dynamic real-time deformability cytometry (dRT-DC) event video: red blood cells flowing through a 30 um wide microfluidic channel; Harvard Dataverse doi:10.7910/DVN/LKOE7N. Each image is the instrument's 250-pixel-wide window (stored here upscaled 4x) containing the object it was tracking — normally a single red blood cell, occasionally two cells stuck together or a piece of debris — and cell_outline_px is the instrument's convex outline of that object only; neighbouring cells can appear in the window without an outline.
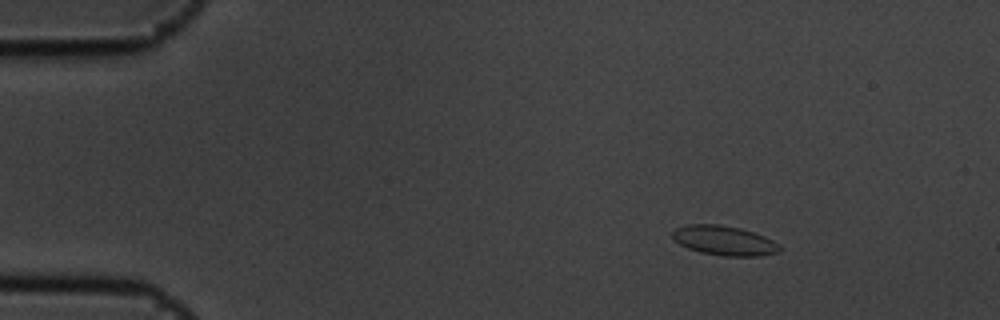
{"species": "common noctule bat (a hibernating species)", "species_latin": "Nyctalus noctula", "temperature_condition": "cold", "stored_images_in_passage": 10, "camera_frame_rate_fps": 3000, "um_per_image_px": 0.085, "animal": {"sex": "male", "body_mass_g": 19.5, "forearm_length_mm": 54.6}, "frame": {"image": 1, "passage_image": 1, "time_ms": 0.0, "image_size_px": [1000, 320], "cell_outline_px": [[780, 252], [760, 256], [724, 256], [700, 252], [688, 248], [672, 240], [672, 232], [676, 228], [684, 224], [720, 224], [740, 228], [764, 236], [780, 244]], "centroid_in_image_um": [61.54, 20.44], "position_along_channel_um": 23.5, "area_um2": 18.61}}
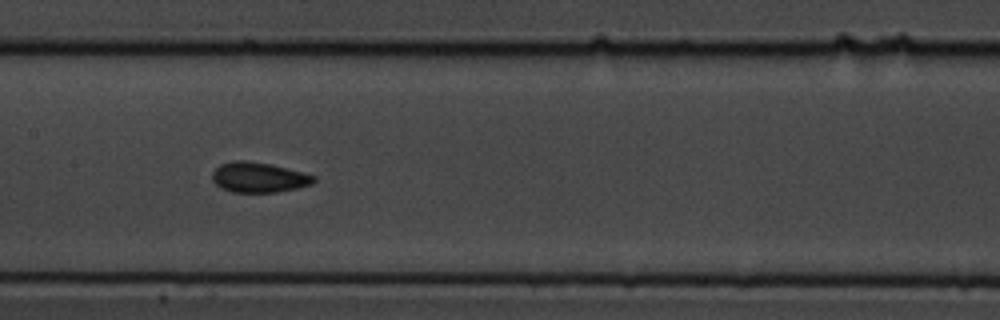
{"frame": {"image": 2, "passage_image": 7, "time_ms": 2.0, "image_size_px": [1000, 320], "cell_outline_px": [[316, 180], [312, 184], [296, 188], [276, 192], [232, 192], [220, 188], [212, 180], [212, 172], [220, 164], [232, 160], [248, 160], [272, 164], [316, 176]], "centroid_in_image_um": [21.96, 15.06], "position_along_channel_um": 185.4, "area_um2": 17.98}}
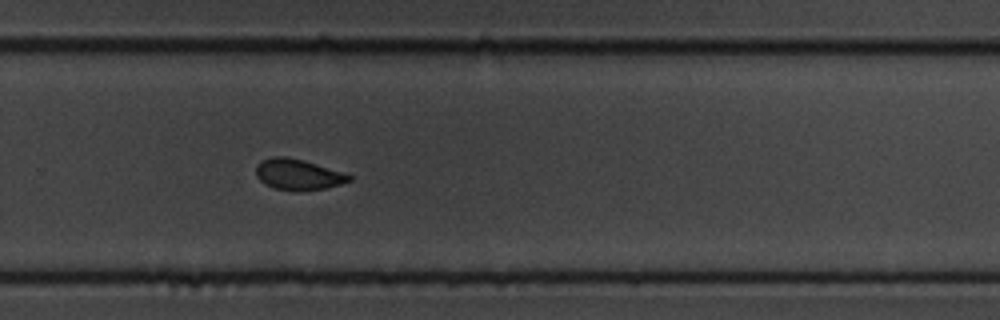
{"frame": {"image": 3, "passage_image": 10, "time_ms": 3.0, "image_size_px": [1000, 320], "cell_outline_px": [[352, 180], [340, 184], [324, 188], [272, 188], [264, 184], [256, 176], [256, 164], [260, 160], [272, 156], [284, 156], [304, 160], [348, 172], [352, 176]], "centroid_in_image_um": [25.35, 14.77], "position_along_channel_um": 304.5, "area_um2": 16.53}}